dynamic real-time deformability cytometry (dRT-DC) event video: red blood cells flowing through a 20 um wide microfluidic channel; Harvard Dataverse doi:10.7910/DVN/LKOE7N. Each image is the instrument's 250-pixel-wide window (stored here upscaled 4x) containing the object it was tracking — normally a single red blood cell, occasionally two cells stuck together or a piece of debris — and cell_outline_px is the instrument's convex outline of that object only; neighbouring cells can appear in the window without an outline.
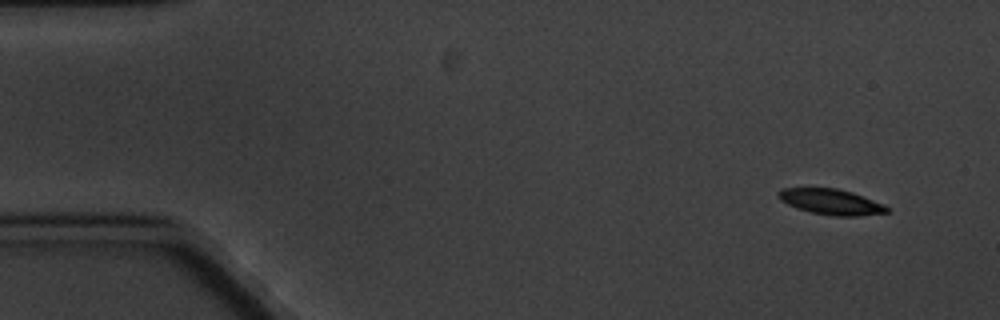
{"species": "common noctule bat (a hibernating species)", "species_latin": "Nyctalus noctula", "temperature_condition": "cold", "stored_images_in_passage": 5, "camera_frame_rate_fps": 3000, "um_per_image_px": 0.085, "animal": {"sex": "male", "body_mass_g": 20.1, "forearm_length_mm": 53.5}, "frame": {"image": 1, "passage_image": 1, "time_ms": 0.0, "image_size_px": [1000, 320], "cell_outline_px": [[888, 212], [860, 216], [836, 216], [812, 212], [796, 208], [780, 200], [776, 196], [776, 192], [784, 188], [836, 188], [852, 192], [884, 204], [888, 208]], "centroid_in_image_um": [70.61, 17.15], "position_along_channel_um": 14.4, "area_um2": 16.13}}